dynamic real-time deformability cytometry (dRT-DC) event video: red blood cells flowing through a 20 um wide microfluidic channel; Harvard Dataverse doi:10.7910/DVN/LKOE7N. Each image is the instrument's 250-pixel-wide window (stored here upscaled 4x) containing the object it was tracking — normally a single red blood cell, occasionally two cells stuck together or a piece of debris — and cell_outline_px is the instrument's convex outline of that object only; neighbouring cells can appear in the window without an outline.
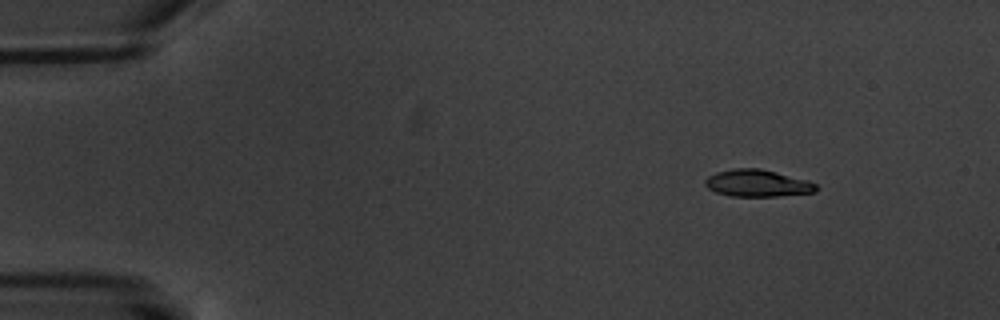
{"species": "common noctule bat (a hibernating species)", "species_latin": "Nyctalus noctula", "temperature_condition": "warm", "stored_images_in_passage": 4, "camera_frame_rate_fps": 3000, "um_per_image_px": 0.085, "animal": {"sex": "male", "body_mass_g": 20.1, "forearm_length_mm": 53.5}, "frame": {"image": 1, "passage_image": 1, "time_ms": 0.0, "image_size_px": [1000, 320], "cell_outline_px": [[816, 192], [776, 196], [732, 196], [716, 192], [708, 188], [704, 184], [704, 180], [708, 176], [716, 172], [732, 168], [760, 168], [808, 180], [816, 184]], "centroid_in_image_um": [64.35, 15.56], "position_along_channel_um": 20.6, "area_um2": 17.46}}
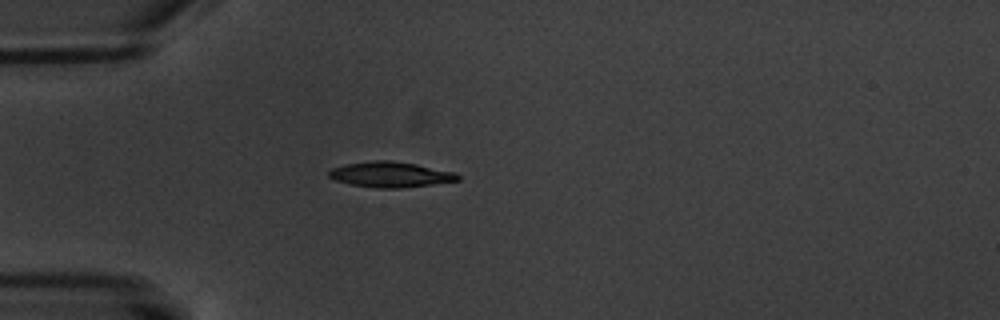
{"frame": {"image": 2, "passage_image": 4, "time_ms": 3.333, "image_size_px": [1000, 320], "cell_outline_px": [[460, 180], [432, 184], [400, 188], [376, 188], [348, 184], [336, 180], [328, 176], [328, 172], [332, 168], [344, 164], [372, 160], [392, 160], [416, 164], [456, 172], [460, 176]], "centroid_in_image_um": [33.18, 14.82], "position_along_channel_um": 51.8, "area_um2": 19.25}}